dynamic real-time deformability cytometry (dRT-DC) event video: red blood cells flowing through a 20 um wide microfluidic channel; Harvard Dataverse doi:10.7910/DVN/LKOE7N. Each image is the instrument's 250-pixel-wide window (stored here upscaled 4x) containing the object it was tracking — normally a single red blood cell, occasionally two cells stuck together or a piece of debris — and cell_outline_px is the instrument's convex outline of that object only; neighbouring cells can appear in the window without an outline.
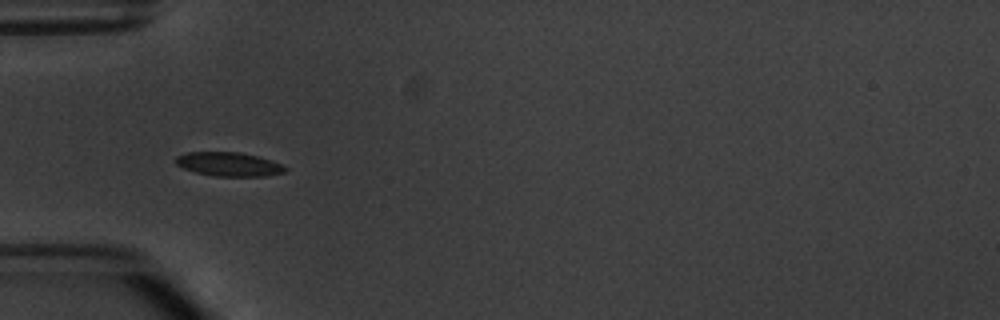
{"species": "common noctule bat (a hibernating species)", "species_latin": "Nyctalus noctula", "temperature_condition": "warm", "stored_images_in_passage": 4, "camera_frame_rate_fps": 3000, "um_per_image_px": 0.085, "animal": {"sex": "male", "body_mass_g": 20.1, "forearm_length_mm": 53.5}, "frame": {"image": 1, "passage_image": 2, "time_ms": 2.0, "image_size_px": [1000, 320], "cell_outline_px": [[288, 168], [284, 172], [268, 176], [216, 176], [196, 172], [184, 168], [176, 164], [172, 160], [176, 156], [188, 152], [240, 152], [256, 156], [280, 164]], "centroid_in_image_um": [19.4, 13.96], "position_along_channel_um": 65.6, "area_um2": 15.14}}
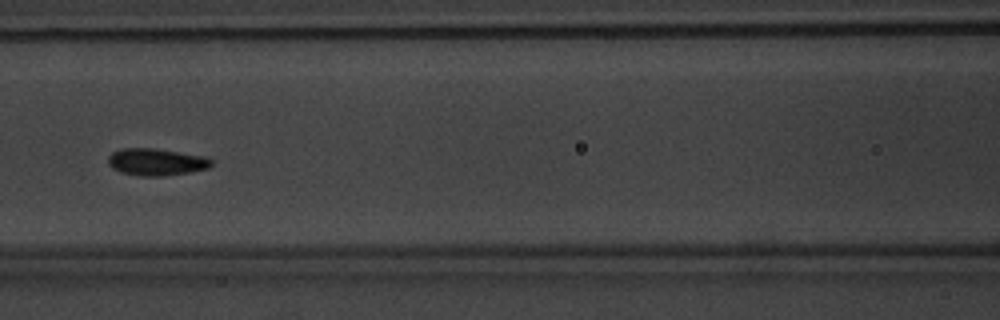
{"frame": {"image": 2, "passage_image": 4, "time_ms": 4.333, "image_size_px": [1000, 320], "cell_outline_px": [[212, 164], [208, 168], [188, 172], [160, 176], [140, 176], [120, 172], [112, 168], [108, 164], [108, 156], [112, 152], [124, 148], [152, 148], [204, 156], [212, 160]], "centroid_in_image_um": [13.24, 13.77], "position_along_channel_um": 153.4, "area_um2": 16.13}}